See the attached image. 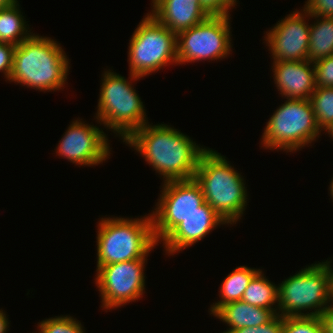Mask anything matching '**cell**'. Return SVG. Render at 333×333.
I'll return each instance as SVG.
<instances>
[{
	"instance_id": "6da1fadb",
	"label": "cell",
	"mask_w": 333,
	"mask_h": 333,
	"mask_svg": "<svg viewBox=\"0 0 333 333\" xmlns=\"http://www.w3.org/2000/svg\"><path fill=\"white\" fill-rule=\"evenodd\" d=\"M124 142L163 176V182L193 179L200 157L208 149L200 147L180 130L162 123H146Z\"/></svg>"
},
{
	"instance_id": "836d02e7",
	"label": "cell",
	"mask_w": 333,
	"mask_h": 333,
	"mask_svg": "<svg viewBox=\"0 0 333 333\" xmlns=\"http://www.w3.org/2000/svg\"><path fill=\"white\" fill-rule=\"evenodd\" d=\"M330 305L333 306V276H332V281H331V300H330Z\"/></svg>"
},
{
	"instance_id": "4fadbf2b",
	"label": "cell",
	"mask_w": 333,
	"mask_h": 333,
	"mask_svg": "<svg viewBox=\"0 0 333 333\" xmlns=\"http://www.w3.org/2000/svg\"><path fill=\"white\" fill-rule=\"evenodd\" d=\"M295 10L265 33L264 40L273 61L308 60L310 25L307 18L310 19V14L305 9Z\"/></svg>"
},
{
	"instance_id": "4dcf8cb0",
	"label": "cell",
	"mask_w": 333,
	"mask_h": 333,
	"mask_svg": "<svg viewBox=\"0 0 333 333\" xmlns=\"http://www.w3.org/2000/svg\"><path fill=\"white\" fill-rule=\"evenodd\" d=\"M5 311H3L2 309H0V333H6L9 328V322H8V316L6 315V313H4Z\"/></svg>"
},
{
	"instance_id": "ba28073f",
	"label": "cell",
	"mask_w": 333,
	"mask_h": 333,
	"mask_svg": "<svg viewBox=\"0 0 333 333\" xmlns=\"http://www.w3.org/2000/svg\"><path fill=\"white\" fill-rule=\"evenodd\" d=\"M129 73L141 78L177 64V34L159 23L150 13L144 16L130 38Z\"/></svg>"
},
{
	"instance_id": "5b68a950",
	"label": "cell",
	"mask_w": 333,
	"mask_h": 333,
	"mask_svg": "<svg viewBox=\"0 0 333 333\" xmlns=\"http://www.w3.org/2000/svg\"><path fill=\"white\" fill-rule=\"evenodd\" d=\"M103 72L96 121L124 142L134 131L149 123L143 102L132 86V81L141 77L129 73V82L110 69Z\"/></svg>"
},
{
	"instance_id": "f546056e",
	"label": "cell",
	"mask_w": 333,
	"mask_h": 333,
	"mask_svg": "<svg viewBox=\"0 0 333 333\" xmlns=\"http://www.w3.org/2000/svg\"><path fill=\"white\" fill-rule=\"evenodd\" d=\"M324 333H333V306L329 305L319 316Z\"/></svg>"
},
{
	"instance_id": "9a60e30c",
	"label": "cell",
	"mask_w": 333,
	"mask_h": 333,
	"mask_svg": "<svg viewBox=\"0 0 333 333\" xmlns=\"http://www.w3.org/2000/svg\"><path fill=\"white\" fill-rule=\"evenodd\" d=\"M274 84L285 99H309L316 89L313 62L273 61ZM285 96V97H284Z\"/></svg>"
},
{
	"instance_id": "d6986e66",
	"label": "cell",
	"mask_w": 333,
	"mask_h": 333,
	"mask_svg": "<svg viewBox=\"0 0 333 333\" xmlns=\"http://www.w3.org/2000/svg\"><path fill=\"white\" fill-rule=\"evenodd\" d=\"M310 17L316 21L310 24L308 60L315 62L333 54V18L315 15Z\"/></svg>"
},
{
	"instance_id": "8992f818",
	"label": "cell",
	"mask_w": 333,
	"mask_h": 333,
	"mask_svg": "<svg viewBox=\"0 0 333 333\" xmlns=\"http://www.w3.org/2000/svg\"><path fill=\"white\" fill-rule=\"evenodd\" d=\"M331 263L332 260L318 261L278 284V314L283 317L320 316L330 305Z\"/></svg>"
},
{
	"instance_id": "7a4b0ae2",
	"label": "cell",
	"mask_w": 333,
	"mask_h": 333,
	"mask_svg": "<svg viewBox=\"0 0 333 333\" xmlns=\"http://www.w3.org/2000/svg\"><path fill=\"white\" fill-rule=\"evenodd\" d=\"M68 59L60 43L34 33L15 46L8 81L44 92L63 90L70 70Z\"/></svg>"
},
{
	"instance_id": "5bb4252c",
	"label": "cell",
	"mask_w": 333,
	"mask_h": 333,
	"mask_svg": "<svg viewBox=\"0 0 333 333\" xmlns=\"http://www.w3.org/2000/svg\"><path fill=\"white\" fill-rule=\"evenodd\" d=\"M229 225L206 202L198 210L181 221L162 241L165 253L173 255L203 240L212 230Z\"/></svg>"
},
{
	"instance_id": "2e32d148",
	"label": "cell",
	"mask_w": 333,
	"mask_h": 333,
	"mask_svg": "<svg viewBox=\"0 0 333 333\" xmlns=\"http://www.w3.org/2000/svg\"><path fill=\"white\" fill-rule=\"evenodd\" d=\"M151 12L159 23L178 34L204 21L210 15L199 0H151Z\"/></svg>"
},
{
	"instance_id": "e575fe53",
	"label": "cell",
	"mask_w": 333,
	"mask_h": 333,
	"mask_svg": "<svg viewBox=\"0 0 333 333\" xmlns=\"http://www.w3.org/2000/svg\"><path fill=\"white\" fill-rule=\"evenodd\" d=\"M330 189H329V191H330V197L332 198V200H333V179L331 180V182H330V187H329Z\"/></svg>"
},
{
	"instance_id": "603a6c76",
	"label": "cell",
	"mask_w": 333,
	"mask_h": 333,
	"mask_svg": "<svg viewBox=\"0 0 333 333\" xmlns=\"http://www.w3.org/2000/svg\"><path fill=\"white\" fill-rule=\"evenodd\" d=\"M81 322L70 315L55 316L38 322V333H85Z\"/></svg>"
},
{
	"instance_id": "484cf974",
	"label": "cell",
	"mask_w": 333,
	"mask_h": 333,
	"mask_svg": "<svg viewBox=\"0 0 333 333\" xmlns=\"http://www.w3.org/2000/svg\"><path fill=\"white\" fill-rule=\"evenodd\" d=\"M200 5L210 16H231L230 10L237 0H199Z\"/></svg>"
},
{
	"instance_id": "9c48e42d",
	"label": "cell",
	"mask_w": 333,
	"mask_h": 333,
	"mask_svg": "<svg viewBox=\"0 0 333 333\" xmlns=\"http://www.w3.org/2000/svg\"><path fill=\"white\" fill-rule=\"evenodd\" d=\"M230 16H209L177 34L178 64L224 59L232 52Z\"/></svg>"
},
{
	"instance_id": "ffe728a7",
	"label": "cell",
	"mask_w": 333,
	"mask_h": 333,
	"mask_svg": "<svg viewBox=\"0 0 333 333\" xmlns=\"http://www.w3.org/2000/svg\"><path fill=\"white\" fill-rule=\"evenodd\" d=\"M19 4L17 2L13 6L0 9V42L2 43L16 46L33 34L24 20Z\"/></svg>"
},
{
	"instance_id": "7402d4cb",
	"label": "cell",
	"mask_w": 333,
	"mask_h": 333,
	"mask_svg": "<svg viewBox=\"0 0 333 333\" xmlns=\"http://www.w3.org/2000/svg\"><path fill=\"white\" fill-rule=\"evenodd\" d=\"M309 100L318 128L325 131L333 122V87H316Z\"/></svg>"
},
{
	"instance_id": "52a82bcc",
	"label": "cell",
	"mask_w": 333,
	"mask_h": 333,
	"mask_svg": "<svg viewBox=\"0 0 333 333\" xmlns=\"http://www.w3.org/2000/svg\"><path fill=\"white\" fill-rule=\"evenodd\" d=\"M281 104L262 133L261 145L266 150L292 152L301 150L321 135L309 99H288Z\"/></svg>"
},
{
	"instance_id": "3957f363",
	"label": "cell",
	"mask_w": 333,
	"mask_h": 333,
	"mask_svg": "<svg viewBox=\"0 0 333 333\" xmlns=\"http://www.w3.org/2000/svg\"><path fill=\"white\" fill-rule=\"evenodd\" d=\"M229 162L208 148L200 157L194 179L201 187L205 202L233 225L244 214L248 194L244 178Z\"/></svg>"
},
{
	"instance_id": "f1b7e54d",
	"label": "cell",
	"mask_w": 333,
	"mask_h": 333,
	"mask_svg": "<svg viewBox=\"0 0 333 333\" xmlns=\"http://www.w3.org/2000/svg\"><path fill=\"white\" fill-rule=\"evenodd\" d=\"M15 45L0 42V72L9 80L14 58Z\"/></svg>"
},
{
	"instance_id": "d6a6232c",
	"label": "cell",
	"mask_w": 333,
	"mask_h": 333,
	"mask_svg": "<svg viewBox=\"0 0 333 333\" xmlns=\"http://www.w3.org/2000/svg\"><path fill=\"white\" fill-rule=\"evenodd\" d=\"M325 132H328V135L331 136V138L333 139V122L329 125V127L325 130Z\"/></svg>"
},
{
	"instance_id": "8fae6325",
	"label": "cell",
	"mask_w": 333,
	"mask_h": 333,
	"mask_svg": "<svg viewBox=\"0 0 333 333\" xmlns=\"http://www.w3.org/2000/svg\"><path fill=\"white\" fill-rule=\"evenodd\" d=\"M136 259L96 266L95 284L99 288L101 307L110 310L138 301L145 293V262Z\"/></svg>"
},
{
	"instance_id": "cb8c5ba5",
	"label": "cell",
	"mask_w": 333,
	"mask_h": 333,
	"mask_svg": "<svg viewBox=\"0 0 333 333\" xmlns=\"http://www.w3.org/2000/svg\"><path fill=\"white\" fill-rule=\"evenodd\" d=\"M282 333H324L319 316L284 317Z\"/></svg>"
},
{
	"instance_id": "4316f807",
	"label": "cell",
	"mask_w": 333,
	"mask_h": 333,
	"mask_svg": "<svg viewBox=\"0 0 333 333\" xmlns=\"http://www.w3.org/2000/svg\"><path fill=\"white\" fill-rule=\"evenodd\" d=\"M284 317L277 314L268 323L258 327H244L237 330H231L229 333H282Z\"/></svg>"
},
{
	"instance_id": "7c38bea8",
	"label": "cell",
	"mask_w": 333,
	"mask_h": 333,
	"mask_svg": "<svg viewBox=\"0 0 333 333\" xmlns=\"http://www.w3.org/2000/svg\"><path fill=\"white\" fill-rule=\"evenodd\" d=\"M108 136L97 126L73 120L56 146V154L80 166H96L110 156Z\"/></svg>"
},
{
	"instance_id": "d4e9b609",
	"label": "cell",
	"mask_w": 333,
	"mask_h": 333,
	"mask_svg": "<svg viewBox=\"0 0 333 333\" xmlns=\"http://www.w3.org/2000/svg\"><path fill=\"white\" fill-rule=\"evenodd\" d=\"M316 87H333V54L313 62Z\"/></svg>"
},
{
	"instance_id": "30bf717a",
	"label": "cell",
	"mask_w": 333,
	"mask_h": 333,
	"mask_svg": "<svg viewBox=\"0 0 333 333\" xmlns=\"http://www.w3.org/2000/svg\"><path fill=\"white\" fill-rule=\"evenodd\" d=\"M162 185L160 199L155 211L151 212L157 243H161L181 221L205 203L201 187L194 178L166 181Z\"/></svg>"
},
{
	"instance_id": "83f0119b",
	"label": "cell",
	"mask_w": 333,
	"mask_h": 333,
	"mask_svg": "<svg viewBox=\"0 0 333 333\" xmlns=\"http://www.w3.org/2000/svg\"><path fill=\"white\" fill-rule=\"evenodd\" d=\"M305 9L310 15L333 18V0H307Z\"/></svg>"
},
{
	"instance_id": "44dd1931",
	"label": "cell",
	"mask_w": 333,
	"mask_h": 333,
	"mask_svg": "<svg viewBox=\"0 0 333 333\" xmlns=\"http://www.w3.org/2000/svg\"><path fill=\"white\" fill-rule=\"evenodd\" d=\"M264 276V273L260 270L252 278L241 300L249 305L275 310L278 314V305H276L279 297L278 286Z\"/></svg>"
},
{
	"instance_id": "ac0fdd59",
	"label": "cell",
	"mask_w": 333,
	"mask_h": 333,
	"mask_svg": "<svg viewBox=\"0 0 333 333\" xmlns=\"http://www.w3.org/2000/svg\"><path fill=\"white\" fill-rule=\"evenodd\" d=\"M260 270L245 265L233 269L222 281L219 291L220 300L210 305V314L213 315L220 307L229 302L241 300L252 278Z\"/></svg>"
},
{
	"instance_id": "1f68e13d",
	"label": "cell",
	"mask_w": 333,
	"mask_h": 333,
	"mask_svg": "<svg viewBox=\"0 0 333 333\" xmlns=\"http://www.w3.org/2000/svg\"><path fill=\"white\" fill-rule=\"evenodd\" d=\"M18 0H0V9L7 8L15 5Z\"/></svg>"
},
{
	"instance_id": "e0dca14e",
	"label": "cell",
	"mask_w": 333,
	"mask_h": 333,
	"mask_svg": "<svg viewBox=\"0 0 333 333\" xmlns=\"http://www.w3.org/2000/svg\"><path fill=\"white\" fill-rule=\"evenodd\" d=\"M276 315L275 310L249 305L242 300L229 302L213 314L229 326V329L222 333L244 327H258L268 323Z\"/></svg>"
},
{
	"instance_id": "277c9868",
	"label": "cell",
	"mask_w": 333,
	"mask_h": 333,
	"mask_svg": "<svg viewBox=\"0 0 333 333\" xmlns=\"http://www.w3.org/2000/svg\"><path fill=\"white\" fill-rule=\"evenodd\" d=\"M97 228V266L147 259L158 244L151 213L133 219L101 218Z\"/></svg>"
}]
</instances>
